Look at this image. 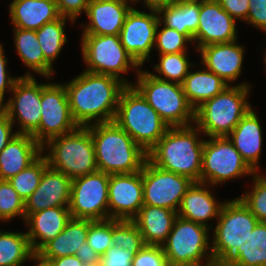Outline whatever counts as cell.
Wrapping results in <instances>:
<instances>
[{
  "instance_id": "1",
  "label": "cell",
  "mask_w": 266,
  "mask_h": 266,
  "mask_svg": "<svg viewBox=\"0 0 266 266\" xmlns=\"http://www.w3.org/2000/svg\"><path fill=\"white\" fill-rule=\"evenodd\" d=\"M126 82L124 79L85 70L65 84L71 114L78 126H89L95 118V123L114 121L122 91L132 86Z\"/></svg>"
},
{
  "instance_id": "2",
  "label": "cell",
  "mask_w": 266,
  "mask_h": 266,
  "mask_svg": "<svg viewBox=\"0 0 266 266\" xmlns=\"http://www.w3.org/2000/svg\"><path fill=\"white\" fill-rule=\"evenodd\" d=\"M86 127L94 142L98 171L112 175L142 170L147 152L114 121Z\"/></svg>"
},
{
  "instance_id": "3",
  "label": "cell",
  "mask_w": 266,
  "mask_h": 266,
  "mask_svg": "<svg viewBox=\"0 0 266 266\" xmlns=\"http://www.w3.org/2000/svg\"><path fill=\"white\" fill-rule=\"evenodd\" d=\"M197 126L170 127L147 152L148 160L160 169L200 182L204 142L198 140Z\"/></svg>"
},
{
  "instance_id": "4",
  "label": "cell",
  "mask_w": 266,
  "mask_h": 266,
  "mask_svg": "<svg viewBox=\"0 0 266 266\" xmlns=\"http://www.w3.org/2000/svg\"><path fill=\"white\" fill-rule=\"evenodd\" d=\"M114 122L146 152L170 128L133 85L122 91Z\"/></svg>"
},
{
  "instance_id": "5",
  "label": "cell",
  "mask_w": 266,
  "mask_h": 266,
  "mask_svg": "<svg viewBox=\"0 0 266 266\" xmlns=\"http://www.w3.org/2000/svg\"><path fill=\"white\" fill-rule=\"evenodd\" d=\"M249 85L227 86L195 110L197 128L210 137H227L252 108L247 103Z\"/></svg>"
},
{
  "instance_id": "6",
  "label": "cell",
  "mask_w": 266,
  "mask_h": 266,
  "mask_svg": "<svg viewBox=\"0 0 266 266\" xmlns=\"http://www.w3.org/2000/svg\"><path fill=\"white\" fill-rule=\"evenodd\" d=\"M45 144H48L51 151L45 155L48 166L67 177L74 179L98 171L94 142L87 127L79 126Z\"/></svg>"
},
{
  "instance_id": "7",
  "label": "cell",
  "mask_w": 266,
  "mask_h": 266,
  "mask_svg": "<svg viewBox=\"0 0 266 266\" xmlns=\"http://www.w3.org/2000/svg\"><path fill=\"white\" fill-rule=\"evenodd\" d=\"M135 89L169 127L188 126L195 121V110L188 103L182 84L157 79L152 73L138 71Z\"/></svg>"
},
{
  "instance_id": "8",
  "label": "cell",
  "mask_w": 266,
  "mask_h": 266,
  "mask_svg": "<svg viewBox=\"0 0 266 266\" xmlns=\"http://www.w3.org/2000/svg\"><path fill=\"white\" fill-rule=\"evenodd\" d=\"M217 219L210 252L213 259L223 265L238 248H242L259 221L239 197L223 203Z\"/></svg>"
},
{
  "instance_id": "9",
  "label": "cell",
  "mask_w": 266,
  "mask_h": 266,
  "mask_svg": "<svg viewBox=\"0 0 266 266\" xmlns=\"http://www.w3.org/2000/svg\"><path fill=\"white\" fill-rule=\"evenodd\" d=\"M81 45L89 66L86 71L120 79V73L127 72L130 66H140L121 44L119 35L83 34Z\"/></svg>"
},
{
  "instance_id": "10",
  "label": "cell",
  "mask_w": 266,
  "mask_h": 266,
  "mask_svg": "<svg viewBox=\"0 0 266 266\" xmlns=\"http://www.w3.org/2000/svg\"><path fill=\"white\" fill-rule=\"evenodd\" d=\"M256 174L236 150L229 137L204 142L200 182L217 185L241 175Z\"/></svg>"
},
{
  "instance_id": "11",
  "label": "cell",
  "mask_w": 266,
  "mask_h": 266,
  "mask_svg": "<svg viewBox=\"0 0 266 266\" xmlns=\"http://www.w3.org/2000/svg\"><path fill=\"white\" fill-rule=\"evenodd\" d=\"M78 127L71 114L65 86L59 83L41 84V119L39 128L32 136L42 146V150L45 140L47 142L70 133Z\"/></svg>"
},
{
  "instance_id": "12",
  "label": "cell",
  "mask_w": 266,
  "mask_h": 266,
  "mask_svg": "<svg viewBox=\"0 0 266 266\" xmlns=\"http://www.w3.org/2000/svg\"><path fill=\"white\" fill-rule=\"evenodd\" d=\"M208 227L176 217L168 238L162 244L169 266L200 263L208 246Z\"/></svg>"
},
{
  "instance_id": "13",
  "label": "cell",
  "mask_w": 266,
  "mask_h": 266,
  "mask_svg": "<svg viewBox=\"0 0 266 266\" xmlns=\"http://www.w3.org/2000/svg\"><path fill=\"white\" fill-rule=\"evenodd\" d=\"M108 185L109 175L100 171L72 179L69 204L72 218L108 219Z\"/></svg>"
},
{
  "instance_id": "14",
  "label": "cell",
  "mask_w": 266,
  "mask_h": 266,
  "mask_svg": "<svg viewBox=\"0 0 266 266\" xmlns=\"http://www.w3.org/2000/svg\"><path fill=\"white\" fill-rule=\"evenodd\" d=\"M143 204L177 211L194 181L153 165L148 159L142 168Z\"/></svg>"
},
{
  "instance_id": "15",
  "label": "cell",
  "mask_w": 266,
  "mask_h": 266,
  "mask_svg": "<svg viewBox=\"0 0 266 266\" xmlns=\"http://www.w3.org/2000/svg\"><path fill=\"white\" fill-rule=\"evenodd\" d=\"M11 91L14 97L3 105L4 113L12 124L18 115L21 130L17 134L32 135L39 128L41 119V84L28 73L18 78Z\"/></svg>"
},
{
  "instance_id": "16",
  "label": "cell",
  "mask_w": 266,
  "mask_h": 266,
  "mask_svg": "<svg viewBox=\"0 0 266 266\" xmlns=\"http://www.w3.org/2000/svg\"><path fill=\"white\" fill-rule=\"evenodd\" d=\"M151 12H141L132 7L119 33L121 44L140 66L149 58L157 27L162 23L157 10L151 9Z\"/></svg>"
},
{
  "instance_id": "17",
  "label": "cell",
  "mask_w": 266,
  "mask_h": 266,
  "mask_svg": "<svg viewBox=\"0 0 266 266\" xmlns=\"http://www.w3.org/2000/svg\"><path fill=\"white\" fill-rule=\"evenodd\" d=\"M143 205L142 170L109 175L108 219L133 220Z\"/></svg>"
},
{
  "instance_id": "18",
  "label": "cell",
  "mask_w": 266,
  "mask_h": 266,
  "mask_svg": "<svg viewBox=\"0 0 266 266\" xmlns=\"http://www.w3.org/2000/svg\"><path fill=\"white\" fill-rule=\"evenodd\" d=\"M235 26V20L216 0H201L199 24L193 42L198 40L199 49L209 44L236 41Z\"/></svg>"
},
{
  "instance_id": "19",
  "label": "cell",
  "mask_w": 266,
  "mask_h": 266,
  "mask_svg": "<svg viewBox=\"0 0 266 266\" xmlns=\"http://www.w3.org/2000/svg\"><path fill=\"white\" fill-rule=\"evenodd\" d=\"M72 179L64 173L47 167L41 177L39 186L24 201L25 219L32 213L51 207H69Z\"/></svg>"
},
{
  "instance_id": "20",
  "label": "cell",
  "mask_w": 266,
  "mask_h": 266,
  "mask_svg": "<svg viewBox=\"0 0 266 266\" xmlns=\"http://www.w3.org/2000/svg\"><path fill=\"white\" fill-rule=\"evenodd\" d=\"M127 1L91 0L86 11L90 24L83 34L119 35L126 15L132 8Z\"/></svg>"
},
{
  "instance_id": "21",
  "label": "cell",
  "mask_w": 266,
  "mask_h": 266,
  "mask_svg": "<svg viewBox=\"0 0 266 266\" xmlns=\"http://www.w3.org/2000/svg\"><path fill=\"white\" fill-rule=\"evenodd\" d=\"M229 43H214L199 48L202 55V63L207 70L215 73L227 84L237 79L242 69L243 53L242 46Z\"/></svg>"
},
{
  "instance_id": "22",
  "label": "cell",
  "mask_w": 266,
  "mask_h": 266,
  "mask_svg": "<svg viewBox=\"0 0 266 266\" xmlns=\"http://www.w3.org/2000/svg\"><path fill=\"white\" fill-rule=\"evenodd\" d=\"M69 207H51L30 214L25 221L30 226L26 233L33 252H38L46 243L62 232L71 220ZM40 239L37 242L36 239Z\"/></svg>"
},
{
  "instance_id": "23",
  "label": "cell",
  "mask_w": 266,
  "mask_h": 266,
  "mask_svg": "<svg viewBox=\"0 0 266 266\" xmlns=\"http://www.w3.org/2000/svg\"><path fill=\"white\" fill-rule=\"evenodd\" d=\"M42 146L29 134L15 135L0 152V180H9L42 155Z\"/></svg>"
},
{
  "instance_id": "24",
  "label": "cell",
  "mask_w": 266,
  "mask_h": 266,
  "mask_svg": "<svg viewBox=\"0 0 266 266\" xmlns=\"http://www.w3.org/2000/svg\"><path fill=\"white\" fill-rule=\"evenodd\" d=\"M177 211L162 207L143 205L133 219L145 245L162 246L172 230Z\"/></svg>"
},
{
  "instance_id": "25",
  "label": "cell",
  "mask_w": 266,
  "mask_h": 266,
  "mask_svg": "<svg viewBox=\"0 0 266 266\" xmlns=\"http://www.w3.org/2000/svg\"><path fill=\"white\" fill-rule=\"evenodd\" d=\"M203 182H193L178 206L177 216L207 227L205 221L219 216L223 203H217Z\"/></svg>"
},
{
  "instance_id": "26",
  "label": "cell",
  "mask_w": 266,
  "mask_h": 266,
  "mask_svg": "<svg viewBox=\"0 0 266 266\" xmlns=\"http://www.w3.org/2000/svg\"><path fill=\"white\" fill-rule=\"evenodd\" d=\"M10 15L15 28L34 31L60 17L55 0H13Z\"/></svg>"
},
{
  "instance_id": "27",
  "label": "cell",
  "mask_w": 266,
  "mask_h": 266,
  "mask_svg": "<svg viewBox=\"0 0 266 266\" xmlns=\"http://www.w3.org/2000/svg\"><path fill=\"white\" fill-rule=\"evenodd\" d=\"M227 137H230L229 139L245 162L257 172L256 167L262 146V132L259 118L252 108Z\"/></svg>"
},
{
  "instance_id": "28",
  "label": "cell",
  "mask_w": 266,
  "mask_h": 266,
  "mask_svg": "<svg viewBox=\"0 0 266 266\" xmlns=\"http://www.w3.org/2000/svg\"><path fill=\"white\" fill-rule=\"evenodd\" d=\"M88 219L71 218L64 230L46 243L37 253L47 260L76 255L87 242Z\"/></svg>"
},
{
  "instance_id": "29",
  "label": "cell",
  "mask_w": 266,
  "mask_h": 266,
  "mask_svg": "<svg viewBox=\"0 0 266 266\" xmlns=\"http://www.w3.org/2000/svg\"><path fill=\"white\" fill-rule=\"evenodd\" d=\"M227 86L229 84L207 69L189 72L182 83L186 99L194 110L221 93Z\"/></svg>"
},
{
  "instance_id": "30",
  "label": "cell",
  "mask_w": 266,
  "mask_h": 266,
  "mask_svg": "<svg viewBox=\"0 0 266 266\" xmlns=\"http://www.w3.org/2000/svg\"><path fill=\"white\" fill-rule=\"evenodd\" d=\"M162 15L164 26L184 34L190 42L197 32L200 14V1H176L157 10Z\"/></svg>"
},
{
  "instance_id": "31",
  "label": "cell",
  "mask_w": 266,
  "mask_h": 266,
  "mask_svg": "<svg viewBox=\"0 0 266 266\" xmlns=\"http://www.w3.org/2000/svg\"><path fill=\"white\" fill-rule=\"evenodd\" d=\"M222 266H266V222H259Z\"/></svg>"
},
{
  "instance_id": "32",
  "label": "cell",
  "mask_w": 266,
  "mask_h": 266,
  "mask_svg": "<svg viewBox=\"0 0 266 266\" xmlns=\"http://www.w3.org/2000/svg\"><path fill=\"white\" fill-rule=\"evenodd\" d=\"M15 46L21 60L36 73L47 78L53 73L52 66L44 59L41 46L34 30L14 28Z\"/></svg>"
},
{
  "instance_id": "33",
  "label": "cell",
  "mask_w": 266,
  "mask_h": 266,
  "mask_svg": "<svg viewBox=\"0 0 266 266\" xmlns=\"http://www.w3.org/2000/svg\"><path fill=\"white\" fill-rule=\"evenodd\" d=\"M33 253L26 233L0 231V266H20Z\"/></svg>"
},
{
  "instance_id": "34",
  "label": "cell",
  "mask_w": 266,
  "mask_h": 266,
  "mask_svg": "<svg viewBox=\"0 0 266 266\" xmlns=\"http://www.w3.org/2000/svg\"><path fill=\"white\" fill-rule=\"evenodd\" d=\"M67 17L60 16L58 19L45 23L36 31L37 40L44 54V59L52 66V62L59 55L63 45L67 41L64 33V25Z\"/></svg>"
},
{
  "instance_id": "35",
  "label": "cell",
  "mask_w": 266,
  "mask_h": 266,
  "mask_svg": "<svg viewBox=\"0 0 266 266\" xmlns=\"http://www.w3.org/2000/svg\"><path fill=\"white\" fill-rule=\"evenodd\" d=\"M47 167V159L40 155L33 163L8 181L19 196L26 201L39 186L42 174Z\"/></svg>"
},
{
  "instance_id": "36",
  "label": "cell",
  "mask_w": 266,
  "mask_h": 266,
  "mask_svg": "<svg viewBox=\"0 0 266 266\" xmlns=\"http://www.w3.org/2000/svg\"><path fill=\"white\" fill-rule=\"evenodd\" d=\"M113 246L128 250L135 255L144 246L143 237L133 220L112 219Z\"/></svg>"
},
{
  "instance_id": "37",
  "label": "cell",
  "mask_w": 266,
  "mask_h": 266,
  "mask_svg": "<svg viewBox=\"0 0 266 266\" xmlns=\"http://www.w3.org/2000/svg\"><path fill=\"white\" fill-rule=\"evenodd\" d=\"M160 56L159 64L154 68L159 75H164V78L152 75L160 80L182 84L192 65L188 62L186 52L160 54Z\"/></svg>"
},
{
  "instance_id": "38",
  "label": "cell",
  "mask_w": 266,
  "mask_h": 266,
  "mask_svg": "<svg viewBox=\"0 0 266 266\" xmlns=\"http://www.w3.org/2000/svg\"><path fill=\"white\" fill-rule=\"evenodd\" d=\"M25 220V203L8 180H0V221L15 216Z\"/></svg>"
},
{
  "instance_id": "39",
  "label": "cell",
  "mask_w": 266,
  "mask_h": 266,
  "mask_svg": "<svg viewBox=\"0 0 266 266\" xmlns=\"http://www.w3.org/2000/svg\"><path fill=\"white\" fill-rule=\"evenodd\" d=\"M112 241L111 218L106 220H89L87 243L98 255H104L113 245Z\"/></svg>"
},
{
  "instance_id": "40",
  "label": "cell",
  "mask_w": 266,
  "mask_h": 266,
  "mask_svg": "<svg viewBox=\"0 0 266 266\" xmlns=\"http://www.w3.org/2000/svg\"><path fill=\"white\" fill-rule=\"evenodd\" d=\"M254 188L240 199L259 222H266V177L255 175Z\"/></svg>"
},
{
  "instance_id": "41",
  "label": "cell",
  "mask_w": 266,
  "mask_h": 266,
  "mask_svg": "<svg viewBox=\"0 0 266 266\" xmlns=\"http://www.w3.org/2000/svg\"><path fill=\"white\" fill-rule=\"evenodd\" d=\"M155 36V45L157 46L160 54H171L186 52L185 43L190 40L175 29L164 26L162 30Z\"/></svg>"
},
{
  "instance_id": "42",
  "label": "cell",
  "mask_w": 266,
  "mask_h": 266,
  "mask_svg": "<svg viewBox=\"0 0 266 266\" xmlns=\"http://www.w3.org/2000/svg\"><path fill=\"white\" fill-rule=\"evenodd\" d=\"M131 266H169L162 246L145 245L134 255Z\"/></svg>"
},
{
  "instance_id": "43",
  "label": "cell",
  "mask_w": 266,
  "mask_h": 266,
  "mask_svg": "<svg viewBox=\"0 0 266 266\" xmlns=\"http://www.w3.org/2000/svg\"><path fill=\"white\" fill-rule=\"evenodd\" d=\"M133 258L134 255L128 250L112 245L100 256L98 266H131Z\"/></svg>"
},
{
  "instance_id": "44",
  "label": "cell",
  "mask_w": 266,
  "mask_h": 266,
  "mask_svg": "<svg viewBox=\"0 0 266 266\" xmlns=\"http://www.w3.org/2000/svg\"><path fill=\"white\" fill-rule=\"evenodd\" d=\"M60 16L68 17L74 21L82 10L87 11L91 0H55Z\"/></svg>"
},
{
  "instance_id": "45",
  "label": "cell",
  "mask_w": 266,
  "mask_h": 266,
  "mask_svg": "<svg viewBox=\"0 0 266 266\" xmlns=\"http://www.w3.org/2000/svg\"><path fill=\"white\" fill-rule=\"evenodd\" d=\"M246 21L266 32V0H249Z\"/></svg>"
},
{
  "instance_id": "46",
  "label": "cell",
  "mask_w": 266,
  "mask_h": 266,
  "mask_svg": "<svg viewBox=\"0 0 266 266\" xmlns=\"http://www.w3.org/2000/svg\"><path fill=\"white\" fill-rule=\"evenodd\" d=\"M234 20L247 19L249 0H216Z\"/></svg>"
},
{
  "instance_id": "47",
  "label": "cell",
  "mask_w": 266,
  "mask_h": 266,
  "mask_svg": "<svg viewBox=\"0 0 266 266\" xmlns=\"http://www.w3.org/2000/svg\"><path fill=\"white\" fill-rule=\"evenodd\" d=\"M6 63H7V58L4 57V52H3V45H0V101L3 103L4 100V93L5 90L8 89L12 90L14 87V84L18 80V78H11L10 76H7L6 72Z\"/></svg>"
},
{
  "instance_id": "48",
  "label": "cell",
  "mask_w": 266,
  "mask_h": 266,
  "mask_svg": "<svg viewBox=\"0 0 266 266\" xmlns=\"http://www.w3.org/2000/svg\"><path fill=\"white\" fill-rule=\"evenodd\" d=\"M12 121L3 112L0 115V152L6 147L10 140L17 135V132L12 134Z\"/></svg>"
},
{
  "instance_id": "49",
  "label": "cell",
  "mask_w": 266,
  "mask_h": 266,
  "mask_svg": "<svg viewBox=\"0 0 266 266\" xmlns=\"http://www.w3.org/2000/svg\"><path fill=\"white\" fill-rule=\"evenodd\" d=\"M76 256L81 260L83 264L98 265L100 255L93 250L87 242L83 243V247L77 250Z\"/></svg>"
},
{
  "instance_id": "50",
  "label": "cell",
  "mask_w": 266,
  "mask_h": 266,
  "mask_svg": "<svg viewBox=\"0 0 266 266\" xmlns=\"http://www.w3.org/2000/svg\"><path fill=\"white\" fill-rule=\"evenodd\" d=\"M54 266H82L83 263L76 255L64 256L50 260Z\"/></svg>"
},
{
  "instance_id": "51",
  "label": "cell",
  "mask_w": 266,
  "mask_h": 266,
  "mask_svg": "<svg viewBox=\"0 0 266 266\" xmlns=\"http://www.w3.org/2000/svg\"><path fill=\"white\" fill-rule=\"evenodd\" d=\"M137 1V0H132ZM139 1V0H138ZM177 0H144L146 6L151 10H158L161 7L171 5Z\"/></svg>"
},
{
  "instance_id": "52",
  "label": "cell",
  "mask_w": 266,
  "mask_h": 266,
  "mask_svg": "<svg viewBox=\"0 0 266 266\" xmlns=\"http://www.w3.org/2000/svg\"><path fill=\"white\" fill-rule=\"evenodd\" d=\"M30 259H33L37 262H39L37 264V266H54V264L50 261V260H47L45 258H43L40 254H38L37 252H34Z\"/></svg>"
},
{
  "instance_id": "53",
  "label": "cell",
  "mask_w": 266,
  "mask_h": 266,
  "mask_svg": "<svg viewBox=\"0 0 266 266\" xmlns=\"http://www.w3.org/2000/svg\"><path fill=\"white\" fill-rule=\"evenodd\" d=\"M207 256L208 257H206V260L208 261L206 264H204V266H222L213 259V256L211 253ZM177 266H203V265H201V263H193V264H185V265H177Z\"/></svg>"
},
{
  "instance_id": "54",
  "label": "cell",
  "mask_w": 266,
  "mask_h": 266,
  "mask_svg": "<svg viewBox=\"0 0 266 266\" xmlns=\"http://www.w3.org/2000/svg\"><path fill=\"white\" fill-rule=\"evenodd\" d=\"M4 103H2L0 101V115L4 112V107H3Z\"/></svg>"
},
{
  "instance_id": "55",
  "label": "cell",
  "mask_w": 266,
  "mask_h": 266,
  "mask_svg": "<svg viewBox=\"0 0 266 266\" xmlns=\"http://www.w3.org/2000/svg\"><path fill=\"white\" fill-rule=\"evenodd\" d=\"M177 1H201V0H177Z\"/></svg>"
},
{
  "instance_id": "56",
  "label": "cell",
  "mask_w": 266,
  "mask_h": 266,
  "mask_svg": "<svg viewBox=\"0 0 266 266\" xmlns=\"http://www.w3.org/2000/svg\"><path fill=\"white\" fill-rule=\"evenodd\" d=\"M82 266H98V265L83 264Z\"/></svg>"
}]
</instances>
